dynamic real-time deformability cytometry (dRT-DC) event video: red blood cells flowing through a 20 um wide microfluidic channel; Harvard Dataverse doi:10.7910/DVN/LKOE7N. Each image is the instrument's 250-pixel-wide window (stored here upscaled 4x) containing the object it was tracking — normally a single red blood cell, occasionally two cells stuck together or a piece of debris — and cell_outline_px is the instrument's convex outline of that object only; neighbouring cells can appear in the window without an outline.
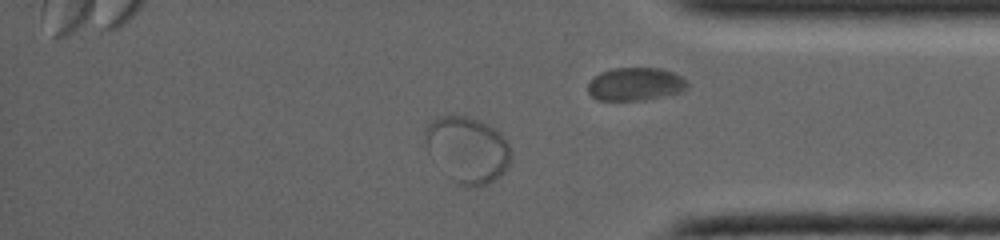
{"species": "common noctule bat (a hibernating species)", "species_latin": "Nyctalus noctula", "temperature_condition": "warm", "stored_images_in_passage": 24, "camera_frame_rate_fps": 5000, "um_per_image_px": 0.085, "animal": {"sex": "female", "body_mass_g": 19.0, "forearm_length_mm": 53.3}, "frame": {"image": 1, "passage_image": 21, "time_ms": 4.0, "image_size_px": [1000, 240], "cell_outline_px": [[512, 152], [508, 164], [504, 172], [500, 176], [488, 184], [472, 188], [464, 188], [452, 180], [448, 176], [428, 152], [424, 140], [424, 128], [436, 116], [452, 112], [468, 116], [480, 120], [488, 124], [500, 132], [504, 136]], "centroid_in_image_um": [39.71, 12.68], "position_along_channel_um": 395.5, "area_um2": 33.93}}